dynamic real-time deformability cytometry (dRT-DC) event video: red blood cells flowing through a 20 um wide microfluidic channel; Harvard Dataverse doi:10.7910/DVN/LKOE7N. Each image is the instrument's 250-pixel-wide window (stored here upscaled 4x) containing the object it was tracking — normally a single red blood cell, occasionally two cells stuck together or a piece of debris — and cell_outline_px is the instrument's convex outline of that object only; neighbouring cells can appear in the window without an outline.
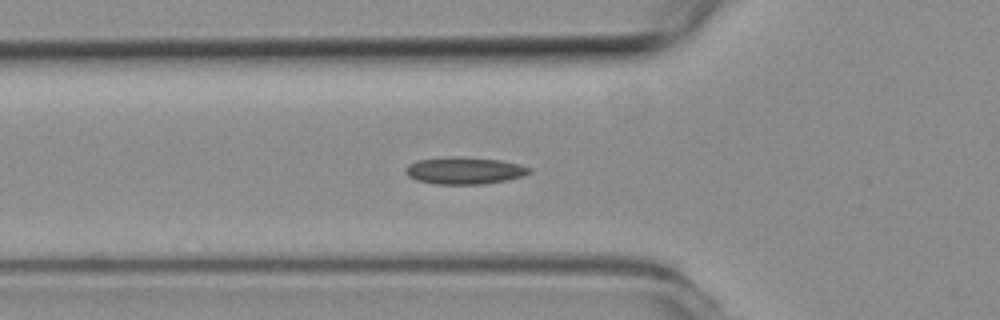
{"species": "common noctule bat (a hibernating species)", "species_latin": "Nyctalus noctula", "temperature_condition": "room temperature", "stored_images_in_passage": 38, "camera_frame_rate_fps": 3000, "um_per_image_px": 0.085, "animal": {"sex": "female", "body_mass_g": 19.3, "forearm_length_mm": 54.1}, "frame": {"image": 1, "passage_image": 2, "time_ms": 0.333, "image_size_px": [1000, 320], "cell_outline_px": [[532, 172], [524, 176], [508, 180], [484, 184], [436, 184], [416, 180], [408, 176], [404, 172], [404, 168], [408, 164], [416, 160], [448, 156], [460, 156], [500, 160], [520, 164], [532, 168]], "centroid_in_image_um": [39.48, 14.49], "position_along_channel_um": 86.3, "area_um2": 19.94}}
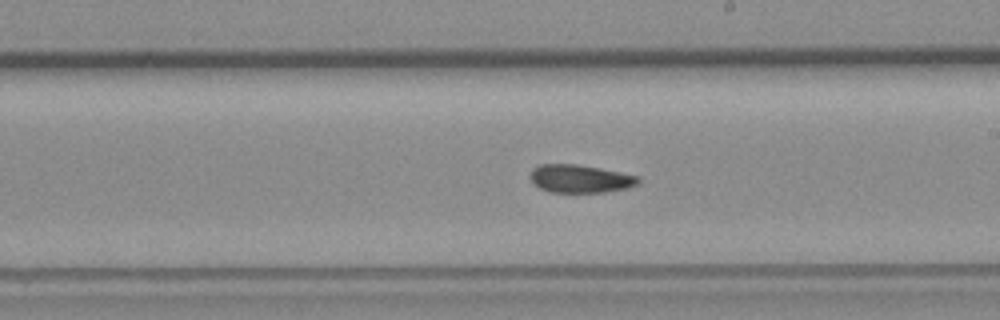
{"frame": {"image": 2, "passage_image": 14, "time_ms": 4.333, "image_size_px": [1000, 320], "cell_outline_px": [[640, 180], [636, 184], [628, 188], [604, 192], [548, 192], [540, 188], [532, 180], [532, 168], [540, 164], [576, 164], [600, 168], [640, 176]], "centroid_in_image_um": [49.34, 15.19], "position_along_channel_um": 239.7, "area_um2": 17.51}}
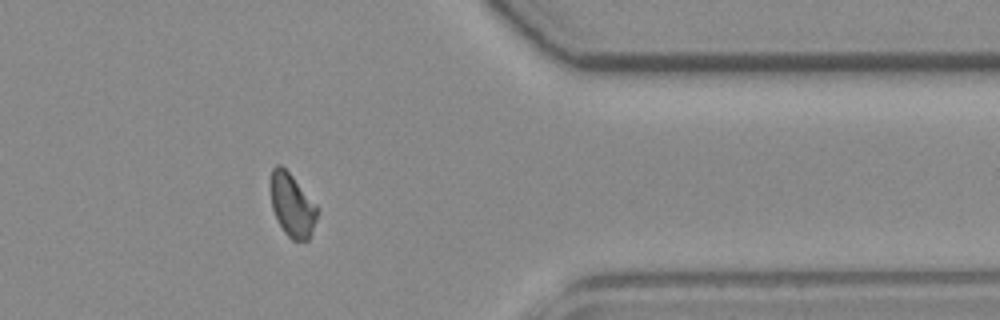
{"frame": {"image": 3, "passage_image": 27, "time_ms": 8.667, "image_size_px": [1000, 320], "cell_outline_px": [[320, 208], [316, 220], [308, 240], [292, 240], [284, 232], [272, 208], [272, 168], [276, 164], [280, 164], [292, 176]], "centroid_in_image_um": [24.87, 17.45], "position_along_channel_um": 386.5, "area_um2": 16.82}}